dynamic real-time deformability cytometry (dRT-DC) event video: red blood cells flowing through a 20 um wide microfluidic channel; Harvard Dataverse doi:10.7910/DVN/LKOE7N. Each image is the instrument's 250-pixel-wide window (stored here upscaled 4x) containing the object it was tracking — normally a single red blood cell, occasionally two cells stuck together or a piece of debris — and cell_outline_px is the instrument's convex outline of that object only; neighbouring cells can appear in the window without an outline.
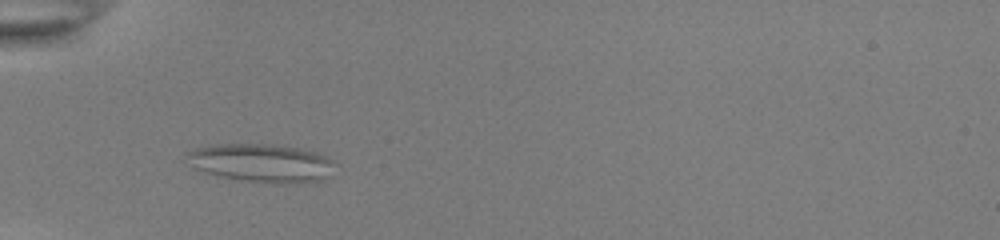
{"species": "common noctule bat (a hibernating species)", "species_latin": "Nyctalus noctula", "temperature_condition": "room temperature", "stored_images_in_passage": 47, "camera_frame_rate_fps": 3000, "um_per_image_px": 0.085, "animal": {"sex": "female", "body_mass_g": 22.0, "forearm_length_mm": 56.7}, "frame": {"image": 1, "passage_image": 12, "time_ms": 3.667, "image_size_px": [1000, 240], "cell_outline_px": [[336, 160], [332, 176], [320, 180], [248, 180], [220, 176], [204, 172], [192, 168], [180, 160], [192, 148], [216, 144], [272, 144], [300, 148], [316, 152], [328, 156]], "centroid_in_image_um": [22.13, 13.78], "position_along_channel_um": 62.9, "area_um2": 32.71}}
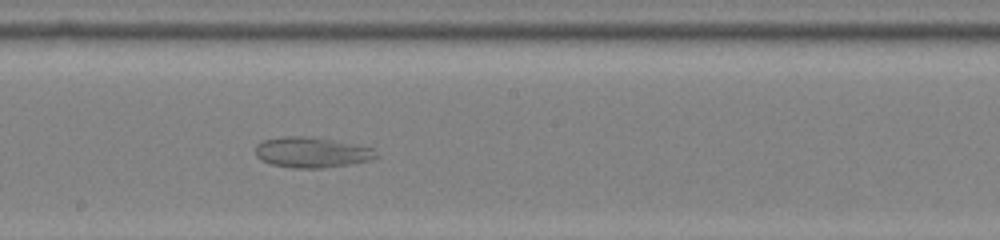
{"frame": {"image": 2, "passage_image": 25, "time_ms": 8.0, "image_size_px": [1000, 240], "cell_outline_px": [[380, 156], [368, 160], [348, 164], [320, 168], [292, 168], [272, 164], [260, 160], [256, 156], [256, 144], [264, 140], [280, 136], [304, 136], [332, 140], [356, 144], [376, 148]], "centroid_in_image_um": [26.5, 12.94], "position_along_channel_um": 221.7, "area_um2": 21.5}}
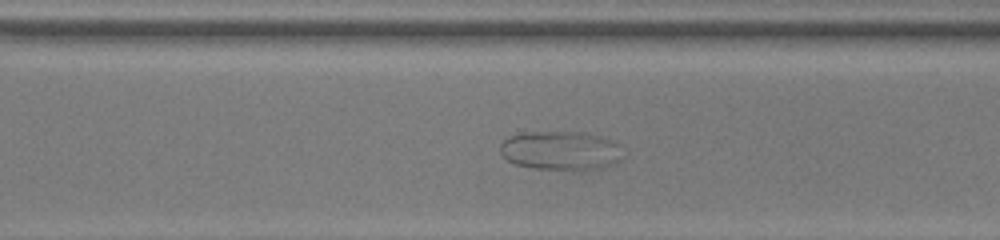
{"frame": {"image": 3, "passage_image": 33, "time_ms": 10.667, "image_size_px": [1000, 240], "cell_outline_px": [[620, 144], [616, 160], [612, 164], [600, 168], [532, 168], [516, 164], [508, 160], [500, 152], [500, 144], [508, 136], [524, 132], [584, 132], [600, 136], [612, 140]], "centroid_in_image_um": [47.58, 12.76], "position_along_channel_um": 323.0, "area_um2": 27.11}}